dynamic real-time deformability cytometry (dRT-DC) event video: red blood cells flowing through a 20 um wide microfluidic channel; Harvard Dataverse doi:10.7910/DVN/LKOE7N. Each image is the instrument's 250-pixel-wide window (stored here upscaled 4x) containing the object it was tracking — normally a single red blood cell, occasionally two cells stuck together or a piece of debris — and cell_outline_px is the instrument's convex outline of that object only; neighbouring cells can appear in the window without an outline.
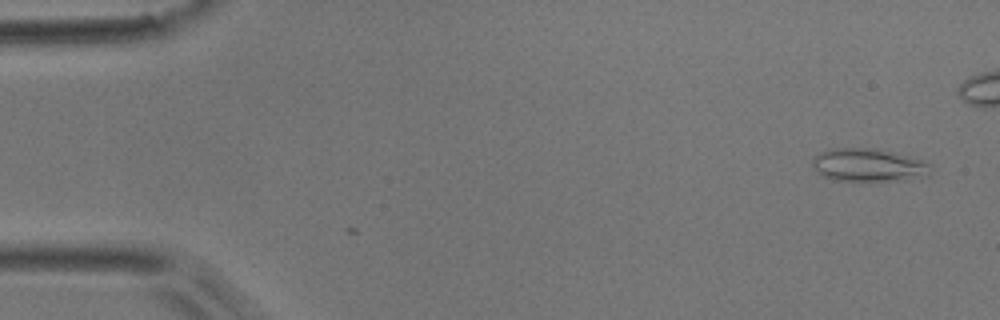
{"species": "common noctule bat (a hibernating species)", "species_latin": "Nyctalus noctula", "temperature_condition": "room temperature", "stored_images_in_passage": 2, "camera_frame_rate_fps": 3000, "um_per_image_px": 0.085, "animal": {"sex": "male", "body_mass_g": 17.9}, "frame": {"image": 1, "passage_image": 2, "time_ms": 0.333, "image_size_px": [1000, 320], "cell_outline_px": [[932, 168], [928, 176], [900, 180], [836, 180], [824, 176], [812, 168], [812, 160], [820, 152], [832, 148], [872, 148], [908, 156], [932, 164]], "centroid_in_image_um": [73.82, 14.03], "position_along_channel_um": 11.2, "area_um2": 22.48}}